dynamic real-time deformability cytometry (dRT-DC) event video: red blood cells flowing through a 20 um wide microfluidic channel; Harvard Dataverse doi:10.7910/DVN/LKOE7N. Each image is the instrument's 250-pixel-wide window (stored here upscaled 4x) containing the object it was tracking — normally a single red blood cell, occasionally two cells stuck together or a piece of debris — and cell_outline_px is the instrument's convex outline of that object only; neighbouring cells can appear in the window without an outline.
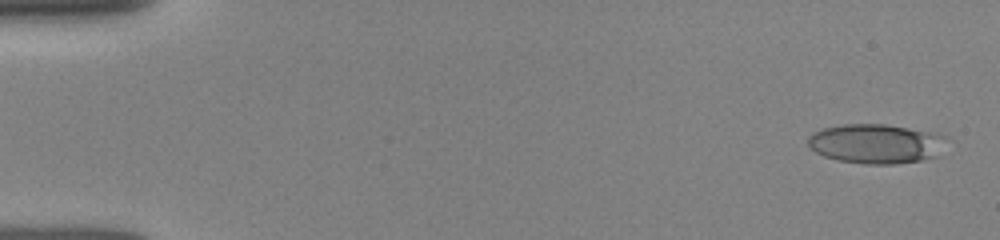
{"species": "human", "species_latin": "Homo sapiens", "temperature_condition": "room temperature", "stored_images_in_passage": 5, "camera_frame_rate_fps": 3000, "um_per_image_px": 0.085, "donor": {"sex": "female"}, "frame": {"image": 1, "passage_image": 1, "time_ms": 0.0, "image_size_px": [1000, 240], "cell_outline_px": [[948, 136], [936, 156], [920, 160], [896, 164], [864, 164], [836, 160], [824, 156], [816, 152], [808, 144], [808, 136], [812, 132], [824, 128], [844, 124], [884, 124], [908, 128]], "centroid_in_image_um": [74.41, 12.22], "position_along_channel_um": 10.6, "area_um2": 31.67}}